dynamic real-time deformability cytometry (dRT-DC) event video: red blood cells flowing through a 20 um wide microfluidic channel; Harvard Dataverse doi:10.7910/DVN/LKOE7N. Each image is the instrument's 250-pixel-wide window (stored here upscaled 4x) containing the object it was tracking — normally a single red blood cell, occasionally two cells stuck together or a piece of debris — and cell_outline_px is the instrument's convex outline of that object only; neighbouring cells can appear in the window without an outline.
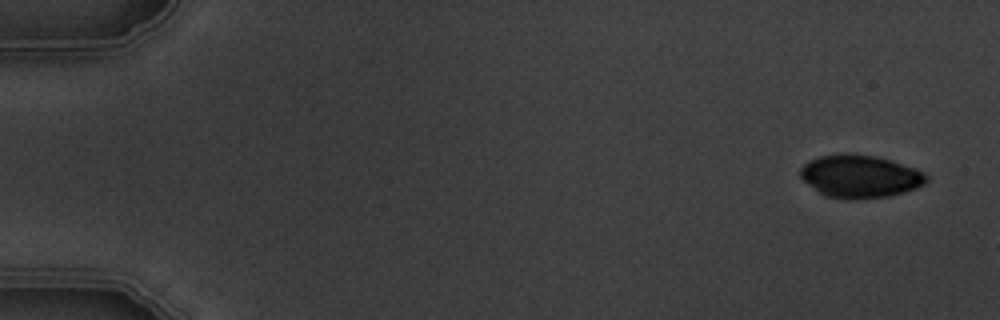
{"species": "common noctule bat (a hibernating species)", "species_latin": "Nyctalus noctula", "temperature_condition": "warm", "stored_images_in_passage": 3, "camera_frame_rate_fps": 3000, "um_per_image_px": 0.085, "animal": {"sex": "male", "body_mass_g": 19.5, "forearm_length_mm": 54.6}, "frame": {"image": 1, "passage_image": 1, "time_ms": 0.0, "image_size_px": [1000, 320], "cell_outline_px": [[928, 180], [924, 184], [916, 188], [904, 192], [888, 196], [828, 196], [820, 192], [808, 184], [800, 176], [800, 168], [808, 160], [820, 156], [836, 152], [848, 152], [876, 156], [916, 168], [924, 172], [928, 176]], "centroid_in_image_um": [73.11, 14.91], "position_along_channel_um": 11.9, "area_um2": 30.81}}